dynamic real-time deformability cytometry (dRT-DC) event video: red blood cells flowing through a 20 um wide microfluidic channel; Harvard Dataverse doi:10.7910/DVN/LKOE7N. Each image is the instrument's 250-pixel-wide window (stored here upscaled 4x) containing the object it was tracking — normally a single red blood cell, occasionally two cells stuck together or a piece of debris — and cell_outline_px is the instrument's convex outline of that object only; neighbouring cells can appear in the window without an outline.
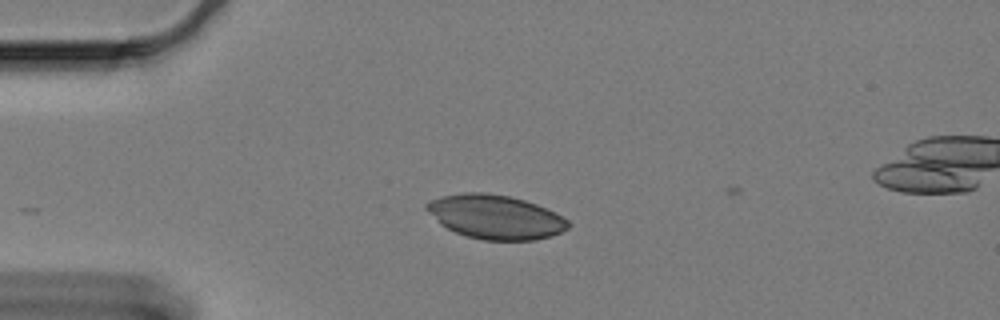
{"species": "Egyptian fruit bat (a non-hibernating species)", "species_latin": "Rousettus aegyptiacus", "temperature_condition": "cold", "stored_images_in_passage": 3, "camera_frame_rate_fps": 3000, "um_per_image_px": 0.085, "animal": {"sex": "female"}, "frame": {"image": 1, "passage_image": 1, "time_ms": 0.0, "image_size_px": [1000, 320], "cell_outline_px": [[572, 224], [568, 228], [552, 236], [536, 240], [484, 240], [468, 236], [456, 232], [440, 224], [424, 208], [424, 204], [440, 196], [464, 192], [484, 192], [508, 196], [524, 200], [536, 204], [556, 212], [568, 220]], "centroid_in_image_um": [42.12, 18.43], "position_along_channel_um": 42.9, "area_um2": 36.41}}